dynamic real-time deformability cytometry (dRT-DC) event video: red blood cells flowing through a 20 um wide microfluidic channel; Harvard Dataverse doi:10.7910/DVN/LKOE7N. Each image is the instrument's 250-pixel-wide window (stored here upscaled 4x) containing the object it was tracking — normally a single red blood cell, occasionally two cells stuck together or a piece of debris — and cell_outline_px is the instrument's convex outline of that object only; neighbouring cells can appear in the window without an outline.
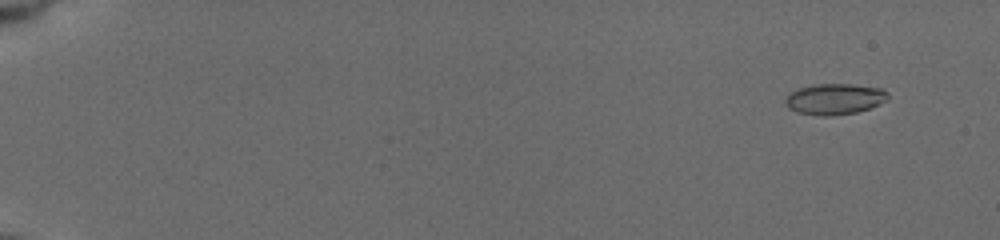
{"species": "common noctule bat (a hibernating species)", "species_latin": "Nyctalus noctula", "temperature_condition": "cold", "stored_images_in_passage": 58, "camera_frame_rate_fps": 3000, "um_per_image_px": 0.085, "animal": {"sex": "female", "body_mass_g": 19.5, "forearm_length_mm": 54.1}, "frame": {"image": 1, "passage_image": 5, "time_ms": 1.333, "image_size_px": [1000, 240], "cell_outline_px": [[888, 100], [880, 104], [856, 112], [832, 116], [820, 116], [796, 112], [788, 108], [784, 104], [784, 96], [796, 88], [812, 84], [852, 84], [884, 88], [888, 92]], "centroid_in_image_um": [70.9, 8.41], "position_along_channel_um": 14.1, "area_um2": 18.96}}
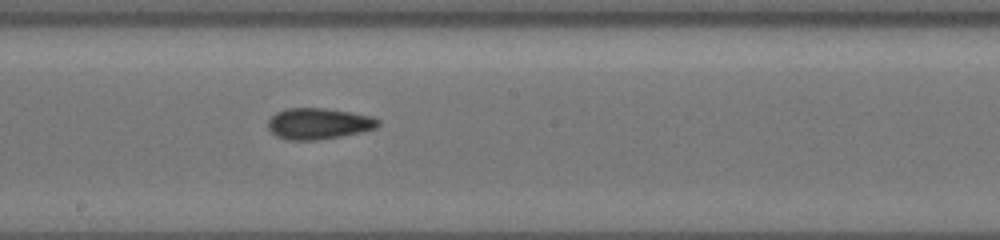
{"frame": {"image": 2, "passage_image": 35, "time_ms": 11.333, "image_size_px": [1000, 240], "cell_outline_px": [[380, 124], [376, 128], [360, 132], [340, 136], [316, 140], [288, 140], [276, 136], [268, 128], [268, 120], [276, 112], [284, 108], [324, 108], [352, 112], [372, 116], [380, 120]], "centroid_in_image_um": [27.07, 10.5], "position_along_channel_um": 221.1, "area_um2": 20.06}}
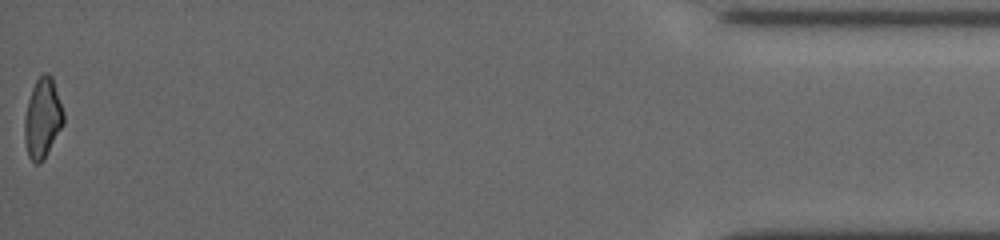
{"frame": {"image": 3, "passage_image": 58, "time_ms": 19.0, "image_size_px": [1000, 240], "cell_outline_px": [[64, 124], [44, 160], [40, 164], [36, 164], [28, 156], [24, 140], [24, 120], [28, 100], [32, 88], [36, 80], [44, 72], [48, 72], [52, 76], [64, 112]], "centroid_in_image_um": [3.62, 10.06], "position_along_channel_um": 431.6, "area_um2": 18.38}, "authors_computed_cell_mechanics": {"area_um2": 18.6694, "velocity_mm_per_s": 3.7738, "shape_relaxation_time_tau1_ms": 3.8516, "shape_relaxation_time_tau2_ms": 2.6548, "deformation_change_tau1": 0.1338, "deformation_change_tau2": 0.1033}}